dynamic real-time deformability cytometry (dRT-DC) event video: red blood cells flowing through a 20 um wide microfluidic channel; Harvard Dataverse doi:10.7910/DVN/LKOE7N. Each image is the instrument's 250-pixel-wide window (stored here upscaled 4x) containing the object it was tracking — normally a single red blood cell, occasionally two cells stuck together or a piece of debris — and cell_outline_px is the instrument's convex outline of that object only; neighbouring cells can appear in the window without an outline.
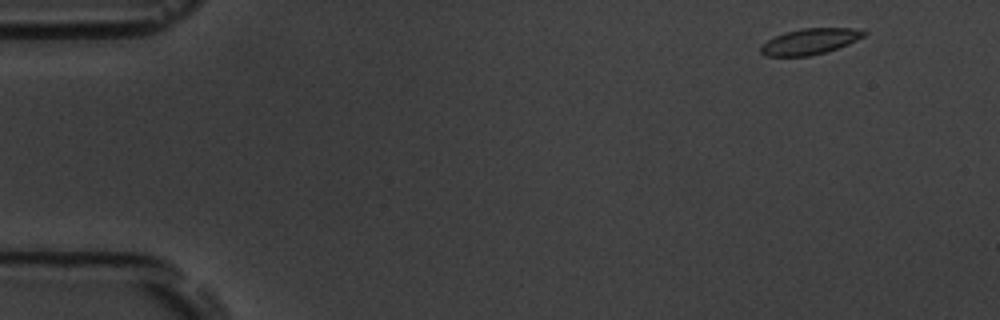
{"species": "common noctule bat (a hibernating species)", "species_latin": "Nyctalus noctula", "temperature_condition": "room temperature", "stored_images_in_passage": 52, "camera_frame_rate_fps": 3000, "um_per_image_px": 0.085, "animal": {"sex": "male", "body_mass_g": 19.5, "forearm_length_mm": 54.6}, "frame": {"image": 1, "passage_image": 2, "time_ms": 0.333, "image_size_px": [1000, 320], "cell_outline_px": [[868, 32], [864, 36], [848, 44], [824, 52], [808, 56], [764, 56], [760, 52], [760, 48], [768, 40], [784, 32], [800, 28], [852, 28]], "centroid_in_image_um": [68.83, 3.52], "position_along_channel_um": 16.2, "area_um2": 15.37}}
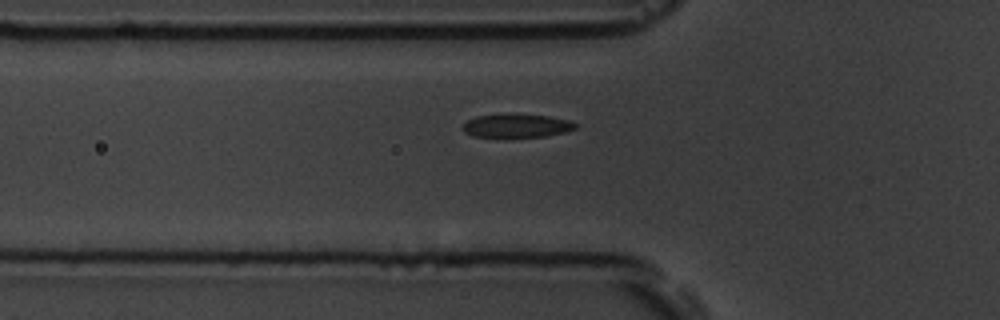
{"frame": {"image": 2, "passage_image": 16, "time_ms": 5.0, "image_size_px": [1000, 320], "cell_outline_px": [[580, 124], [576, 128], [564, 132], [544, 136], [472, 136], [464, 132], [464, 124], [468, 120], [476, 116], [548, 116], [568, 120]], "centroid_in_image_um": [43.97, 10.71], "position_along_channel_um": 81.8, "area_um2": 14.45}}
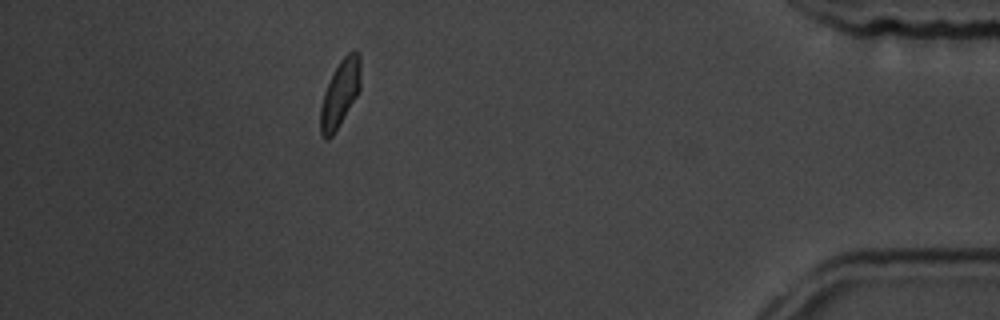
{"frame": {"image": 3, "passage_image": 46, "time_ms": 15.0, "image_size_px": [1000, 320], "cell_outline_px": [[360, 88], [356, 96], [332, 136], [328, 140], [324, 140], [320, 132], [320, 108], [324, 92], [340, 60], [348, 52], [360, 52]], "centroid_in_image_um": [28.89, 7.96], "position_along_channel_um": 406.3, "area_um2": 15.32}, "authors_computed_cell_mechanics": {"area_um2": 15.895, "velocity_mm_per_s": 3.7435, "shape_relaxation_time_tau1_ms": 1.2609, "shape_relaxation_time_tau2_ms": 0.8527, "deformation_change_tau1": 0.1149, "deformation_change_tau2": 0.0743}}